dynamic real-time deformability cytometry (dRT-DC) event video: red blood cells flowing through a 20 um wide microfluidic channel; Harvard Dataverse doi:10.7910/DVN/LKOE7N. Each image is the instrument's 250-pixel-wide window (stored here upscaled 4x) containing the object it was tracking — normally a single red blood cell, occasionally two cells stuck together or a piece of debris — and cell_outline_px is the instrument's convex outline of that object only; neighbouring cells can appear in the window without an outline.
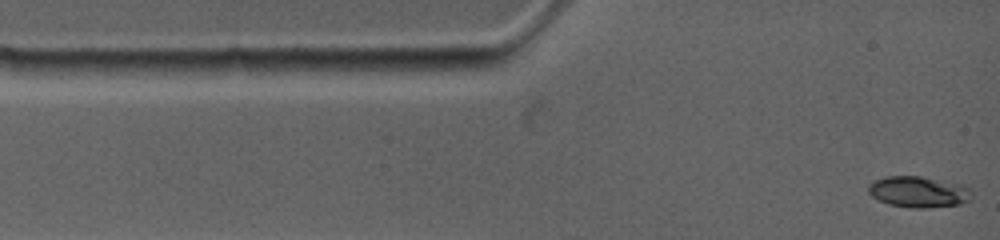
{"species": "common noctule bat (a hibernating species)", "species_latin": "Nyctalus noctula", "temperature_condition": "warm", "stored_images_in_passage": 37, "camera_frame_rate_fps": 4500, "um_per_image_px": 0.085, "animal": {"sex": "female", "body_mass_g": 19.0, "forearm_length_mm": 53.3}, "frame": {"image": 1, "passage_image": 1, "time_ms": 0.0, "image_size_px": [1000, 240], "cell_outline_px": [[972, 200], [960, 204], [928, 208], [912, 208], [888, 204], [872, 196], [868, 192], [868, 184], [876, 180], [888, 176], [920, 176], [960, 184], [968, 188], [972, 192]], "centroid_in_image_um": [78.09, 16.32], "position_along_channel_um": 6.9, "area_um2": 18.73}}
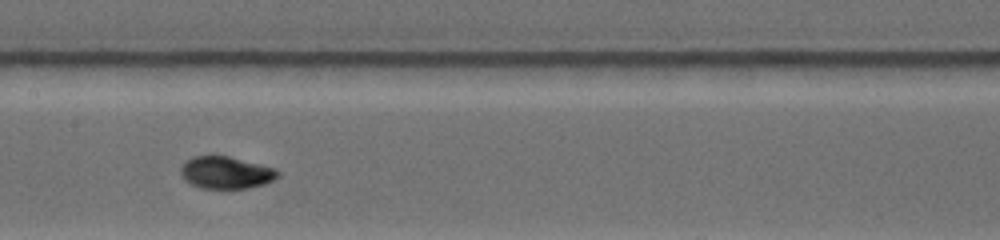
{"frame": {"image": 2, "passage_image": 15, "time_ms": 5.778, "image_size_px": [1000, 240], "cell_outline_px": [[280, 172], [272, 180], [264, 184], [248, 188], [200, 188], [184, 180], [180, 176], [180, 168], [192, 156], [228, 156], [276, 168]], "centroid_in_image_um": [19.19, 14.67], "position_along_channel_um": 188.2, "area_um2": 18.09}}
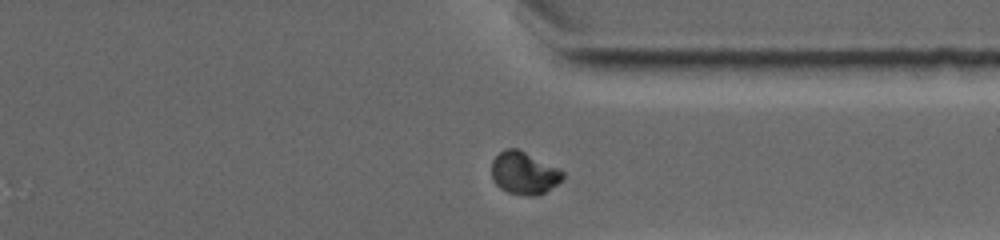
{"frame": {"image": 3, "passage_image": 28, "time_ms": 10.444, "image_size_px": [1000, 240], "cell_outline_px": [[564, 176], [556, 184], [544, 192], [528, 196], [508, 192], [500, 188], [496, 184], [492, 176], [492, 160], [504, 148], [516, 148], [560, 168], [564, 172]], "centroid_in_image_um": [44.53, 14.69], "position_along_channel_um": 366.9, "area_um2": 17.4}, "authors_computed_cell_mechanics": {"area_um2": 17.918, "velocity_mm_per_s": 3.8386, "shape_relaxation_time_tau1_ms": 7.0701, "shape_relaxation_time_tau2_ms": null, "deformation_change_tau1": 0.2561, "deformation_change_tau2": null}}